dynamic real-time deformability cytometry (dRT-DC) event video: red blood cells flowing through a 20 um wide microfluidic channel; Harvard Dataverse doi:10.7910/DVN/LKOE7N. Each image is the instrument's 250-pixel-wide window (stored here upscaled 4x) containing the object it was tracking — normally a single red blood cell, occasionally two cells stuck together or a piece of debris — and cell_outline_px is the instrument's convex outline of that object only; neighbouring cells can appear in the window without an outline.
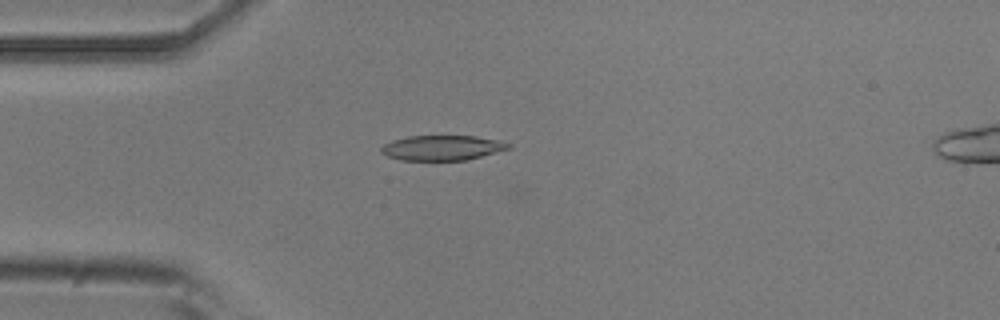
{"species": "common noctule bat (a hibernating species)", "species_latin": "Nyctalus noctula", "temperature_condition": "room temperature", "stored_images_in_passage": 25, "camera_frame_rate_fps": 3000, "um_per_image_px": 0.085, "animal": {"sex": "male", "body_mass_g": 20.5, "forearm_length_mm": 52.5}, "frame": {"image": 1, "passage_image": 2, "time_ms": 0.333, "image_size_px": [1000, 320], "cell_outline_px": [[512, 148], [464, 160], [400, 160], [388, 156], [380, 152], [380, 148], [384, 144], [392, 140], [408, 136], [476, 136], [500, 140], [512, 144]], "centroid_in_image_um": [37.59, 12.55], "position_along_channel_um": 47.4, "area_um2": 18.55}}
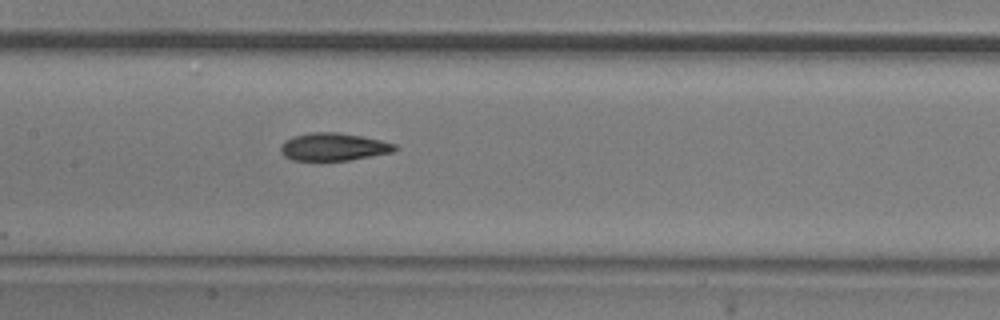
{"frame": {"image": 2, "passage_image": 13, "time_ms": 4.0, "image_size_px": [1000, 320], "cell_outline_px": [[400, 148], [392, 152], [372, 156], [348, 160], [292, 160], [284, 156], [280, 152], [280, 144], [284, 140], [292, 136], [308, 132], [336, 132], [360, 136], [380, 140], [396, 144]], "centroid_in_image_um": [28.31, 12.47], "position_along_channel_um": 179.1, "area_um2": 18.55}}
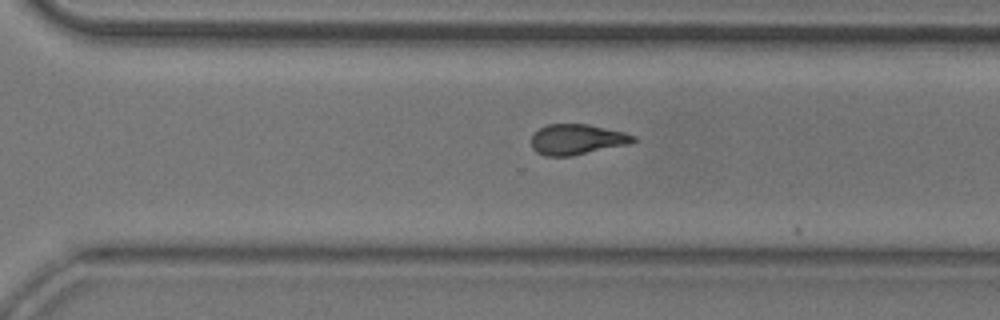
{"frame": {"image": 3, "passage_image": 24, "time_ms": 7.667, "image_size_px": [1000, 320], "cell_outline_px": [[636, 140], [628, 144], [572, 156], [544, 156], [536, 152], [532, 148], [532, 136], [540, 128], [548, 124], [588, 124], [624, 132], [636, 136]], "centroid_in_image_um": [49.03, 11.85], "position_along_channel_um": 321.6, "area_um2": 18.03}}